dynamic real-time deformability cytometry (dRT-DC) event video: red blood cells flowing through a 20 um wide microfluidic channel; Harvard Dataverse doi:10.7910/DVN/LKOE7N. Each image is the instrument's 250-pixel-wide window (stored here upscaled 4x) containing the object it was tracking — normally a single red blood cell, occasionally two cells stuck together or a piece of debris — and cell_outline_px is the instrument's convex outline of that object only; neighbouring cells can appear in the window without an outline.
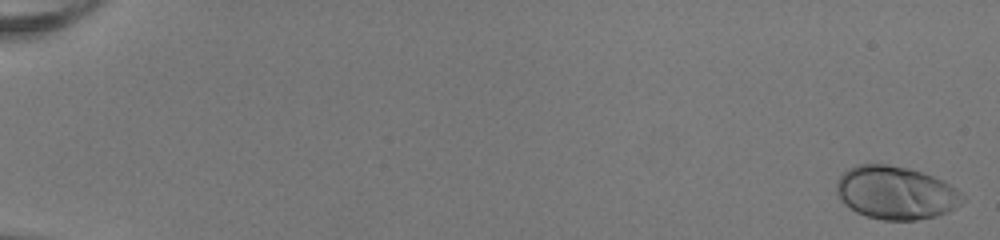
{"species": "human", "species_latin": "Homo sapiens", "temperature_condition": "room temperature", "stored_images_in_passage": 52, "camera_frame_rate_fps": 3000, "um_per_image_px": 0.085, "donor": {"sex": "female"}, "frame": {"image": 1, "passage_image": 1, "time_ms": 0.0, "image_size_px": [1000, 240], "cell_outline_px": [[968, 200], [956, 208], [948, 212], [936, 216], [916, 220], [884, 220], [864, 216], [856, 212], [844, 204], [840, 200], [836, 192], [836, 180], [848, 168], [856, 164], [888, 164], [908, 168], [944, 180], [956, 188]], "centroid_in_image_um": [76.15, 16.39], "position_along_channel_um": 8.8, "area_um2": 39.54}}
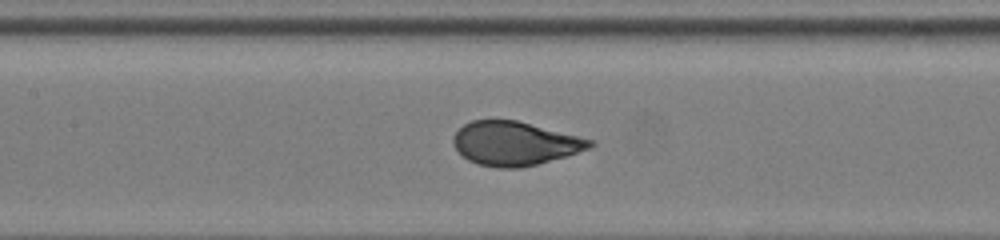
{"frame": {"image": 2, "passage_image": 27, "time_ms": 8.667, "image_size_px": [1000, 240], "cell_outline_px": [[596, 144], [588, 148], [564, 156], [536, 164], [520, 168], [496, 168], [476, 164], [468, 160], [452, 144], [452, 136], [464, 124], [472, 120], [516, 120], [596, 140]], "centroid_in_image_um": [43.74, 12.19], "position_along_channel_um": 163.7, "area_um2": 34.8}}
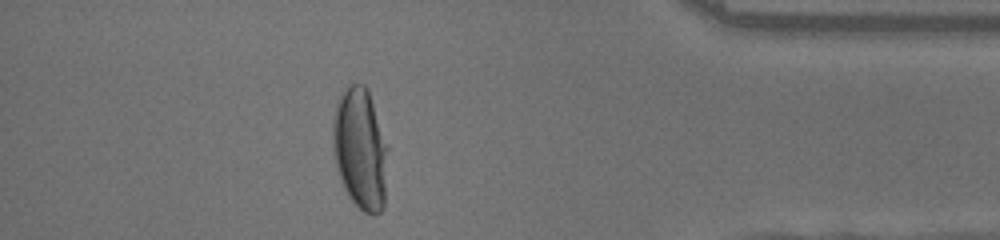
{"frame": {"image": 3, "passage_image": 47, "time_ms": 15.333, "image_size_px": [1000, 240], "cell_outline_px": [[388, 148], [384, 208], [376, 216], [372, 216], [364, 212], [348, 196], [344, 188], [336, 168], [332, 148], [332, 116], [336, 100], [344, 88], [348, 84], [364, 84], [368, 88]], "centroid_in_image_um": [30.6, 12.63], "position_along_channel_um": 404.6, "area_um2": 39.71}, "authors_computed_cell_mechanics": {"area_um2": 35.8649, "velocity_mm_per_s": 4.0533, "shape_relaxation_time_tau1_ms": 3.9396, "shape_relaxation_time_tau2_ms": null, "deformation_change_tau1": 0.2078, "deformation_change_tau2": null}}